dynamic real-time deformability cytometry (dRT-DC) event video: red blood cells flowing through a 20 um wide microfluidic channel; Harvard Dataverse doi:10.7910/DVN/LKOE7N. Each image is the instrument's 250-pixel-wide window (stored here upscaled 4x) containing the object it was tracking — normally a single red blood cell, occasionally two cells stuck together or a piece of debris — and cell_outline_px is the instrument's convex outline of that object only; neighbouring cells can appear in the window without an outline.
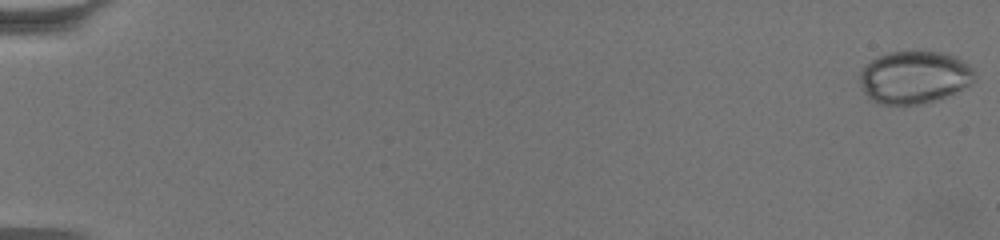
{"species": "common noctule bat (a hibernating species)", "species_latin": "Nyctalus noctula", "temperature_condition": "warm", "stored_images_in_passage": 64, "camera_frame_rate_fps": 3000, "um_per_image_px": 0.085, "animal": {"sex": "female", "body_mass_g": 19.5, "forearm_length_mm": 54.1}, "frame": {"image": 1, "passage_image": 1, "time_ms": 0.0, "image_size_px": [1000, 240], "cell_outline_px": [[976, 80], [944, 96], [924, 104], [880, 104], [872, 100], [864, 92], [860, 84], [860, 72], [872, 60], [888, 52], [916, 48], [940, 52], [956, 56], [968, 64], [972, 68]], "centroid_in_image_um": [77.7, 6.51], "position_along_channel_um": 7.3, "area_um2": 35.37}}
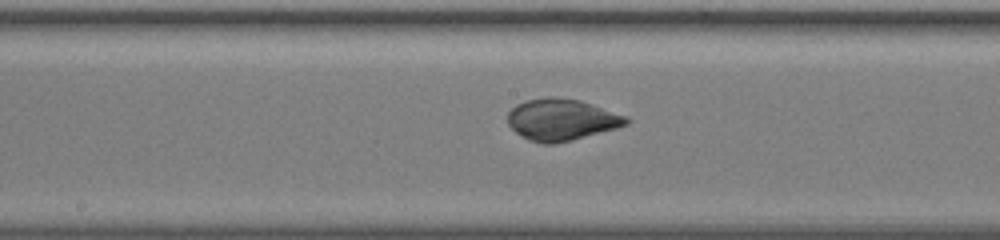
{"frame": {"image": 2, "passage_image": 36, "time_ms": 11.667, "image_size_px": [1000, 240], "cell_outline_px": [[632, 120], [628, 124], [616, 128], [572, 140], [556, 144], [544, 144], [528, 140], [520, 136], [508, 124], [508, 112], [516, 104], [528, 100], [548, 96], [552, 96], [580, 100], [628, 116]], "centroid_in_image_um": [47.74, 10.17], "position_along_channel_um": 200.5, "area_um2": 28.9}}
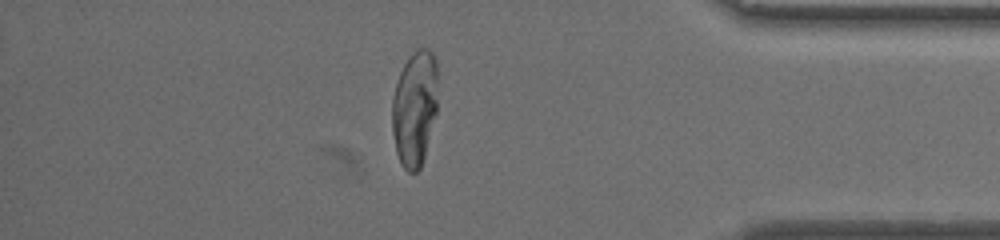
{"frame": {"image": 3, "passage_image": 56, "time_ms": 18.333, "image_size_px": [1000, 240], "cell_outline_px": [[436, 112], [424, 156], [420, 168], [416, 172], [408, 172], [400, 164], [396, 152], [392, 132], [392, 100], [396, 84], [400, 72], [404, 64], [412, 52], [416, 48], [428, 48], [432, 52], [436, 60]], "centroid_in_image_um": [35.22, 9.19], "position_along_channel_um": 400.0, "area_um2": 30.63}}